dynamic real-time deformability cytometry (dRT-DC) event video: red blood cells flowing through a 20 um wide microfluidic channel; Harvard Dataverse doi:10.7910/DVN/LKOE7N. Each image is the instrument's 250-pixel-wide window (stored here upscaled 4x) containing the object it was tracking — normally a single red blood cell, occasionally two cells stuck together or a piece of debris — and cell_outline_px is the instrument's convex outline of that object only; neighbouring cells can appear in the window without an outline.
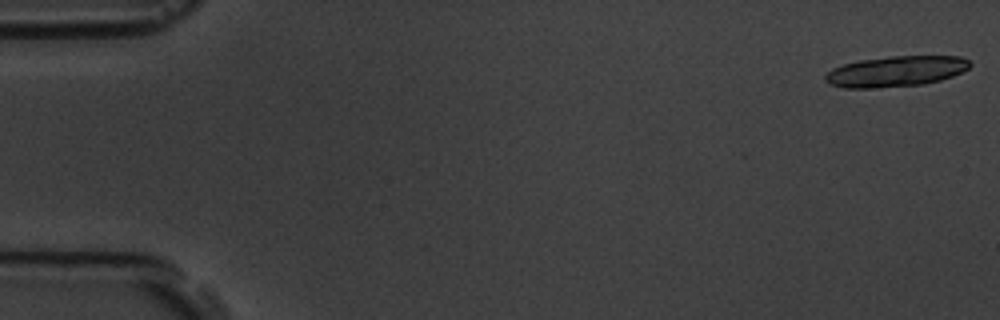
{"species": "common noctule bat (a hibernating species)", "species_latin": "Nyctalus noctula", "temperature_condition": "room temperature", "stored_images_in_passage": 6, "camera_frame_rate_fps": 3000, "um_per_image_px": 0.085, "animal": {"sex": "male", "body_mass_g": 19.5, "forearm_length_mm": 54.6}, "frame": {"image": 1, "passage_image": 1, "time_ms": 0.0, "image_size_px": [1000, 320], "cell_outline_px": [[972, 64], [968, 68], [952, 76], [940, 80], [924, 84], [868, 88], [844, 88], [828, 84], [824, 80], [824, 76], [832, 68], [844, 64], [860, 60], [888, 56], [960, 56], [968, 60]], "centroid_in_image_um": [76.12, 6.06], "position_along_channel_um": 8.9, "area_um2": 25.78}}